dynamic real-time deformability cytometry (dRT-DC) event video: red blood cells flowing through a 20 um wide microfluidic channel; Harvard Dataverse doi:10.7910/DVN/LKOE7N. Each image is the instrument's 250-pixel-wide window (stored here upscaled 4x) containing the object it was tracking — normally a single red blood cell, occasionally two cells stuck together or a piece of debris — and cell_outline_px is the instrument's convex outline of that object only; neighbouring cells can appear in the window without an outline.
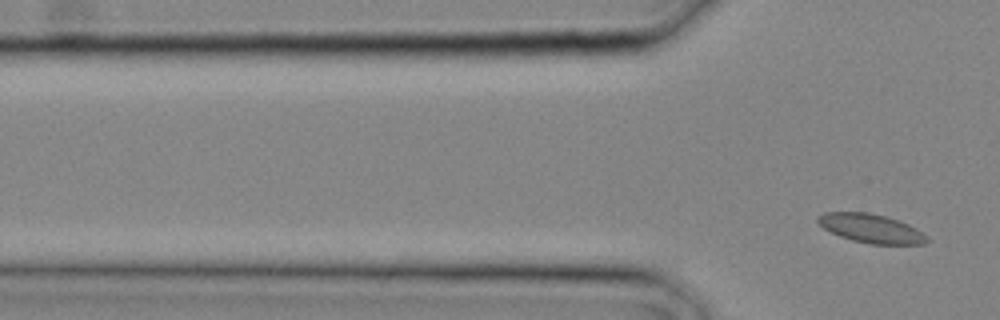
{"species": "common noctule bat (a hibernating species)", "species_latin": "Nyctalus noctula", "temperature_condition": "cold", "stored_images_in_passage": 2, "camera_frame_rate_fps": 3000, "um_per_image_px": 0.085, "animal": {"sex": "male", "body_mass_g": 20.4}, "frame": {"image": 1, "passage_image": 2, "time_ms": 0.333, "image_size_px": [1000, 320], "cell_outline_px": [[928, 240], [924, 244], [868, 244], [852, 240], [840, 236], [824, 228], [816, 220], [816, 216], [824, 212], [868, 212], [884, 216], [908, 224], [916, 228], [928, 236]], "centroid_in_image_um": [74.03, 19.41], "position_along_channel_um": 51.8, "area_um2": 18.26}}